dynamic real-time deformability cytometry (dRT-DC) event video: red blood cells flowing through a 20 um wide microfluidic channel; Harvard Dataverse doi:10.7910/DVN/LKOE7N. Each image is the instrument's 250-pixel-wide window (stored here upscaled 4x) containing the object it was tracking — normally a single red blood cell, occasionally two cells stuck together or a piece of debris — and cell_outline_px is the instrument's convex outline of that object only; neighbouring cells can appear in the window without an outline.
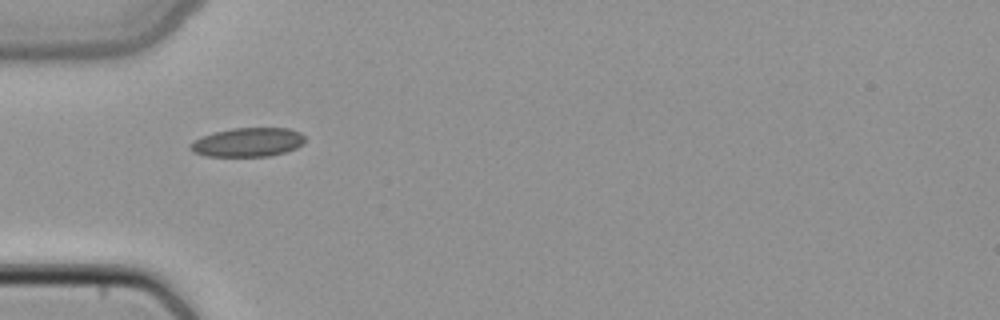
{"species": "common noctule bat (a hibernating species)", "species_latin": "Nyctalus noctula", "temperature_condition": "cold", "stored_images_in_passage": 31, "camera_frame_rate_fps": 3000, "um_per_image_px": 0.085, "animal": {"sex": "female", "body_mass_g": 22.7, "forearm_length_mm": 54.2}, "frame": {"image": 1, "passage_image": 1, "time_ms": 0.0, "image_size_px": [1000, 320], "cell_outline_px": [[304, 144], [296, 148], [284, 152], [268, 156], [204, 156], [192, 152], [188, 148], [188, 144], [192, 140], [200, 136], [212, 132], [232, 128], [288, 128], [300, 132], [304, 136]], "centroid_in_image_um": [20.99, 12.09], "position_along_channel_um": 64.0, "area_um2": 19.65}}
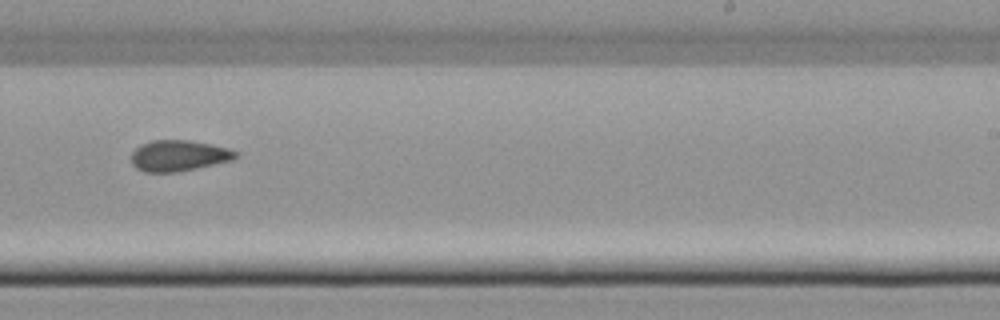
{"frame": {"image": 2, "passage_image": 16, "time_ms": 5.0, "image_size_px": [1000, 320], "cell_outline_px": [[240, 156], [232, 160], [196, 168], [176, 172], [144, 172], [136, 168], [132, 164], [132, 152], [140, 144], [152, 140], [188, 140], [212, 144], [228, 148], [236, 152]], "centroid_in_image_um": [15.18, 13.22], "position_along_channel_um": 273.8, "area_um2": 18.84}}
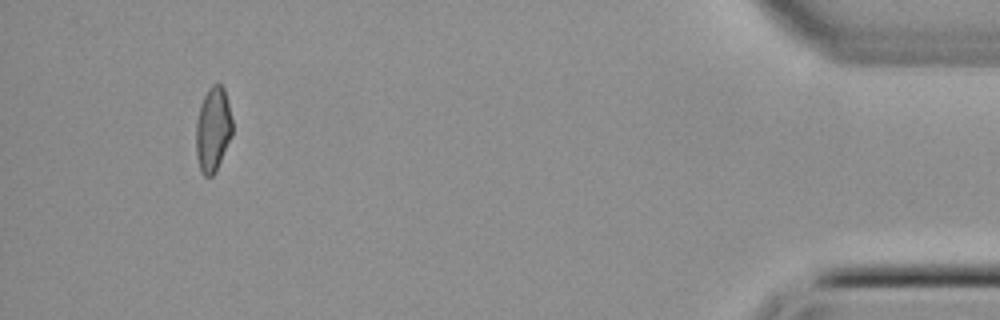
{"frame": {"image": 3, "passage_image": 31, "time_ms": 10.0, "image_size_px": [1000, 320], "cell_outline_px": [[232, 136], [216, 172], [212, 176], [204, 176], [200, 172], [196, 156], [196, 120], [200, 104], [208, 88], [212, 84], [220, 84], [224, 88], [232, 120]], "centroid_in_image_um": [18.09, 11.03], "position_along_channel_um": 417.1, "area_um2": 18.15}}